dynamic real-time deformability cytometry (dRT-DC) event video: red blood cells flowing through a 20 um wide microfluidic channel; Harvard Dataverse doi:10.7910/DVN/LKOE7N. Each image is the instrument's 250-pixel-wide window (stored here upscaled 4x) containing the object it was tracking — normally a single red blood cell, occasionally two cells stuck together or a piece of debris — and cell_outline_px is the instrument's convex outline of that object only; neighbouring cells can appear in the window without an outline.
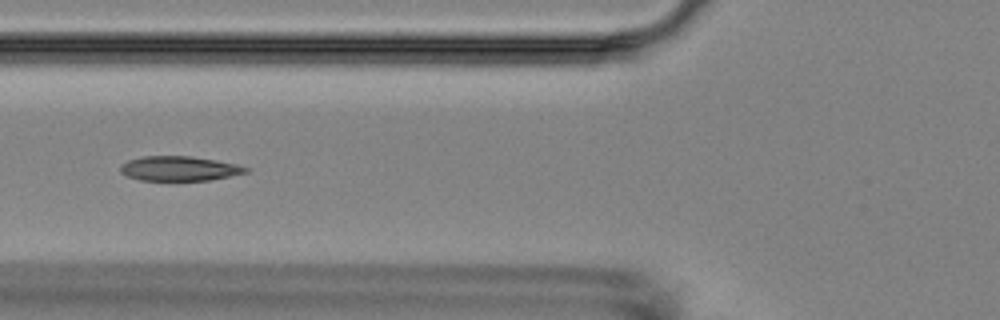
{"species": "Egyptian fruit bat (a non-hibernating species)", "species_latin": "Rousettus aegyptiacus", "temperature_condition": "room temperature", "stored_images_in_passage": 16, "camera_frame_rate_fps": 3000, "um_per_image_px": 0.085, "animal": {"sex": "female"}, "frame": {"image": 1, "passage_image": 5, "time_ms": 5.667, "image_size_px": [1000, 320], "cell_outline_px": [[248, 172], [208, 180], [140, 180], [128, 176], [120, 172], [120, 164], [128, 160], [144, 156], [192, 156], [216, 160], [236, 164], [248, 168]], "centroid_in_image_um": [15.2, 14.31], "position_along_channel_um": 110.6, "area_um2": 17.86}}
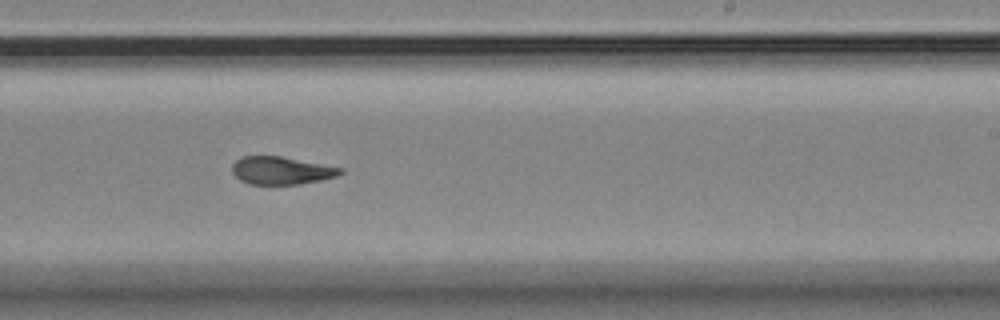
{"frame": {"image": 2, "passage_image": 9, "time_ms": 10.0, "image_size_px": [1000, 320], "cell_outline_px": [[344, 172], [336, 176], [320, 180], [300, 184], [248, 184], [240, 180], [232, 172], [232, 164], [240, 156], [280, 156], [344, 168]], "centroid_in_image_um": [23.9, 14.49], "position_along_channel_um": 265.1, "area_um2": 17.51}}
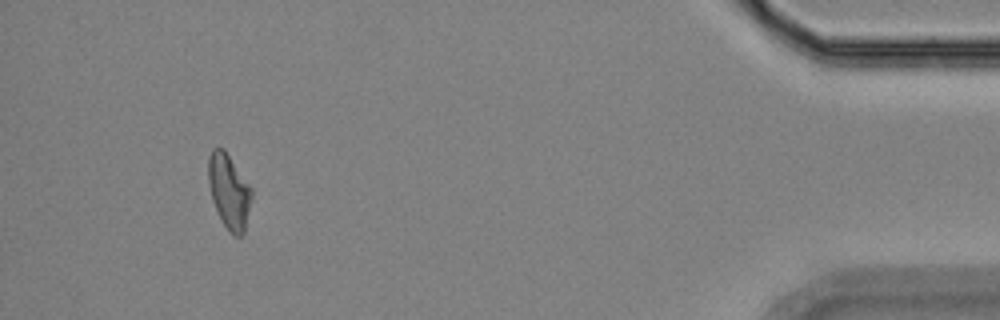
{"frame": {"image": 3, "passage_image": 14, "time_ms": 16.0, "image_size_px": [1000, 320], "cell_outline_px": [[252, 196], [244, 232], [240, 236], [232, 236], [228, 232], [220, 220], [212, 200], [208, 184], [208, 156], [212, 148], [224, 148], [252, 188]], "centroid_in_image_um": [19.45, 16.27], "position_along_channel_um": 415.8, "area_um2": 19.07}}